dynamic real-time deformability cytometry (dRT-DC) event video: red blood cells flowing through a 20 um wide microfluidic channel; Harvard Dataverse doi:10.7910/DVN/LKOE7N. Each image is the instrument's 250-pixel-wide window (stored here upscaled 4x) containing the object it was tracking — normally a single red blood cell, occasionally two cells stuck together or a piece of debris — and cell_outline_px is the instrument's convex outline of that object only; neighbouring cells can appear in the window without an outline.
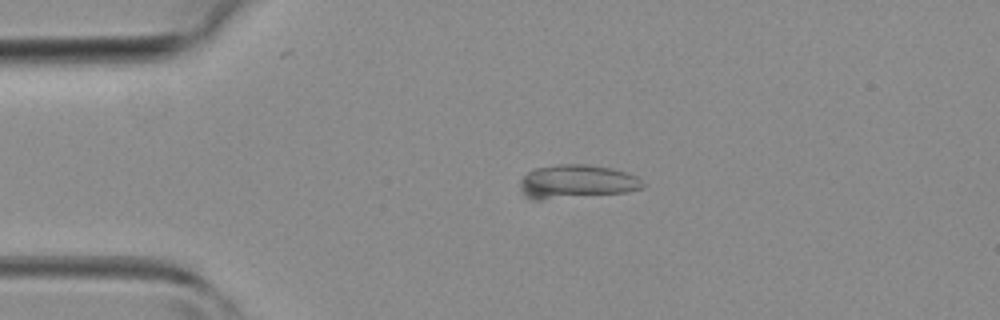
{"species": "common noctule bat (a hibernating species)", "species_latin": "Nyctalus noctula", "temperature_condition": "room temperature", "stored_images_in_passage": 44, "camera_frame_rate_fps": 3000, "um_per_image_px": 0.085, "animal": {"sex": "female", "body_mass_g": 19.3, "forearm_length_mm": 54.1}, "frame": {"image": 1, "passage_image": 8, "time_ms": 2.333, "image_size_px": [1000, 320], "cell_outline_px": [[644, 188], [628, 192], [540, 200], [532, 200], [524, 196], [520, 188], [520, 180], [528, 172], [536, 168], [556, 164], [588, 164], [612, 168], [628, 172], [636, 176], [644, 184]], "centroid_in_image_um": [49.0, 15.44], "position_along_channel_um": 36.0, "area_um2": 24.33}}
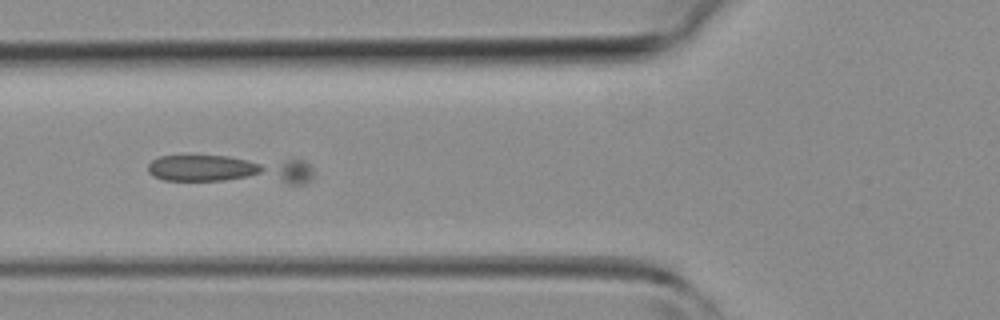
{"frame": {"image": 2, "passage_image": 15, "time_ms": 4.667, "image_size_px": [1000, 320], "cell_outline_px": [[312, 180], [304, 184], [288, 184], [164, 180], [152, 176], [148, 172], [148, 164], [152, 160], [160, 156], [228, 156], [304, 160], [312, 164]], "centroid_in_image_um": [19.66, 14.42], "position_along_channel_um": 106.1, "area_um2": 28.73}}